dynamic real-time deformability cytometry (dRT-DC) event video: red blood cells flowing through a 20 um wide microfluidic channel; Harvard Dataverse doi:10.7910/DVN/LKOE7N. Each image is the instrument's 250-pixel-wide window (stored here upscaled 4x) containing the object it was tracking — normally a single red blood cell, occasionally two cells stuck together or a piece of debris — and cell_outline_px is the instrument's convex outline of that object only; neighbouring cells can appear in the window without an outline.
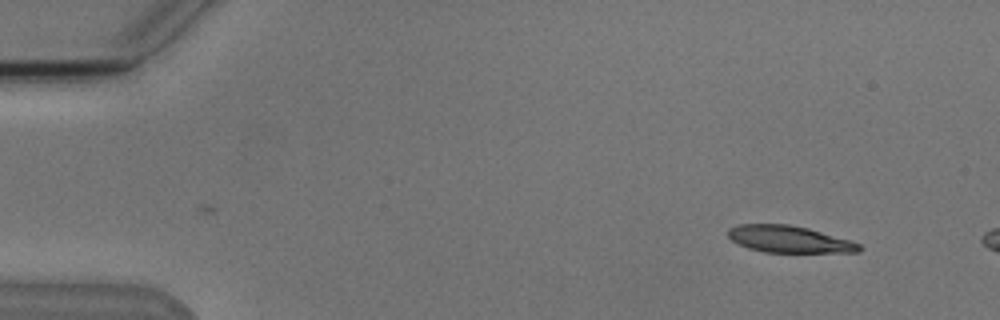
{"species": "Egyptian fruit bat (a non-hibernating species)", "species_latin": "Rousettus aegyptiacus", "temperature_condition": "cold", "stored_images_in_passage": 3, "camera_frame_rate_fps": 3000, "um_per_image_px": 0.085, "animal": {"sex": "male"}, "frame": {"image": 1, "passage_image": 1, "time_ms": 0.0, "image_size_px": [1000, 320], "cell_outline_px": [[864, 248], [860, 252], [764, 252], [748, 248], [732, 240], [728, 236], [728, 228], [740, 224], [788, 224], [808, 228], [852, 240], [860, 244]], "centroid_in_image_um": [67.12, 20.33], "position_along_channel_um": 17.9, "area_um2": 20.58}}